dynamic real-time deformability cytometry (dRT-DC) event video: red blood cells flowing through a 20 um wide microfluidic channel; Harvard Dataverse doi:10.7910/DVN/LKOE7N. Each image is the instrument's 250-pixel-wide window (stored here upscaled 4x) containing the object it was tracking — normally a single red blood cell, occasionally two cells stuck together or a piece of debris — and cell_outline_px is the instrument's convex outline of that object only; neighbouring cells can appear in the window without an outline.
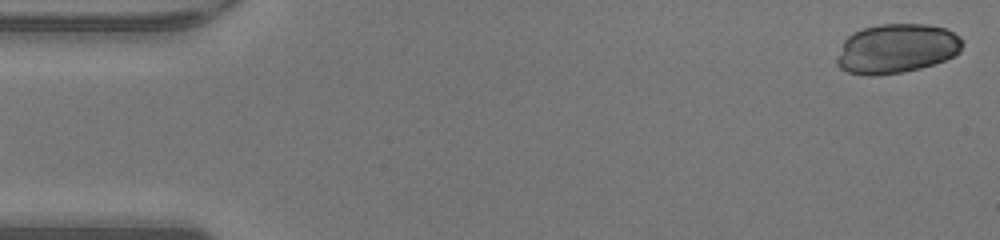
{"species": "human", "species_latin": "Homo sapiens", "temperature_condition": "warm", "stored_images_in_passage": 48, "camera_frame_rate_fps": 3000, "um_per_image_px": 0.085, "donor": {"sex": "male"}, "frame": {"image": 1, "passage_image": 1, "time_ms": 0.0, "image_size_px": [1000, 240], "cell_outline_px": [[964, 44], [960, 52], [956, 56], [920, 68], [904, 72], [872, 76], [868, 76], [848, 72], [840, 68], [836, 64], [836, 60], [844, 40], [852, 32], [864, 28], [880, 24], [928, 24], [944, 28], [960, 36], [964, 40]], "centroid_in_image_um": [76.23, 4.13], "position_along_channel_um": 8.8, "area_um2": 36.41}}
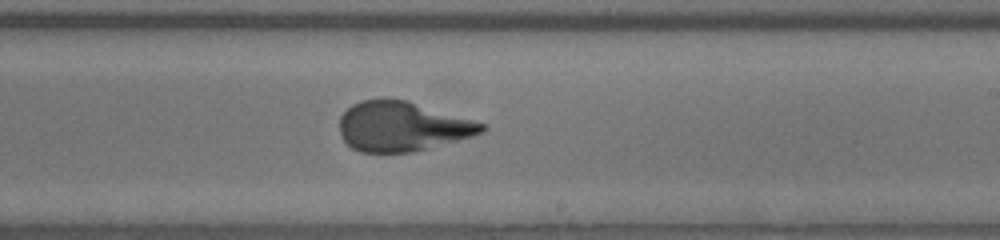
{"frame": {"image": 2, "passage_image": 28, "time_ms": 9.0, "image_size_px": [1000, 240], "cell_outline_px": [[488, 128], [484, 132], [472, 136], [412, 152], [360, 152], [352, 148], [344, 140], [340, 132], [340, 116], [352, 104], [364, 100], [408, 100], [472, 120], [484, 124]], "centroid_in_image_um": [34.18, 10.75], "position_along_channel_um": 254.8, "area_um2": 40.58}}
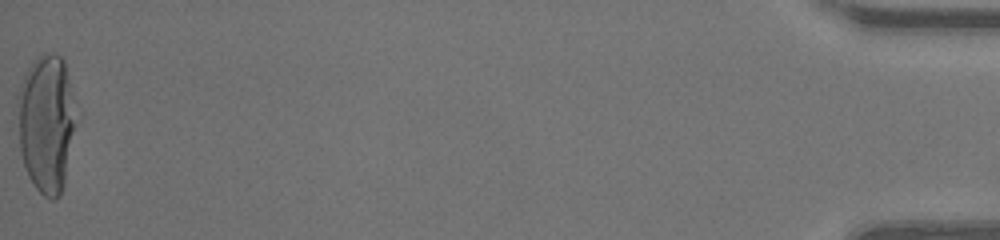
{"frame": {"image": 3, "passage_image": 48, "time_ms": 15.667, "image_size_px": [1000, 240], "cell_outline_px": [[72, 132], [64, 184], [60, 196], [52, 200], [44, 196], [36, 188], [28, 176], [20, 152], [16, 96], [24, 76], [28, 68], [40, 56], [52, 52], [60, 56], [64, 60], [68, 80], [72, 116]], "centroid_in_image_um": [3.86, 10.51], "position_along_channel_um": 431.3, "area_um2": 45.43}, "authors_computed_cell_mechanics": {"area_um2": 41.0091, "velocity_mm_per_s": 4.2735, "shape_relaxation_time_tau1_ms": 6.6634, "shape_relaxation_time_tau2_ms": null, "deformation_change_tau1": 0.295, "deformation_change_tau2": null}}